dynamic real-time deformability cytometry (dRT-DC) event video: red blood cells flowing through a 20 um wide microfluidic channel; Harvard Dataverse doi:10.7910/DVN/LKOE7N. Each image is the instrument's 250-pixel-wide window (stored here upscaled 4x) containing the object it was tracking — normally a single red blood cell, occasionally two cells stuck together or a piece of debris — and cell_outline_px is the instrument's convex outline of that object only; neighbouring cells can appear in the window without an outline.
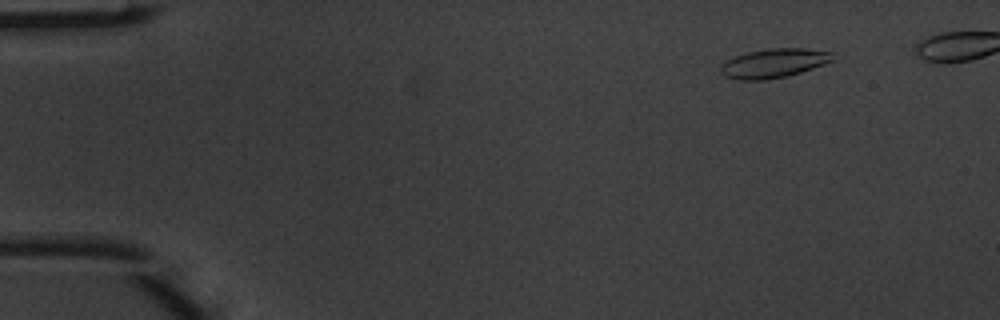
{"species": "common noctule bat (a hibernating species)", "species_latin": "Nyctalus noctula", "temperature_condition": "warm", "stored_images_in_passage": 6, "camera_frame_rate_fps": 3000, "um_per_image_px": 0.085, "animal": {"sex": "male", "body_mass_g": 20.1, "forearm_length_mm": 53.5}, "frame": {"image": 1, "passage_image": 2, "time_ms": 0.333, "image_size_px": [1000, 320], "cell_outline_px": [[832, 60], [824, 64], [788, 76], [764, 80], [740, 80], [724, 76], [720, 72], [720, 64], [736, 56], [748, 52], [768, 48], [804, 48], [832, 52]], "centroid_in_image_um": [65.74, 5.37], "position_along_channel_um": 19.3, "area_um2": 18.9}}